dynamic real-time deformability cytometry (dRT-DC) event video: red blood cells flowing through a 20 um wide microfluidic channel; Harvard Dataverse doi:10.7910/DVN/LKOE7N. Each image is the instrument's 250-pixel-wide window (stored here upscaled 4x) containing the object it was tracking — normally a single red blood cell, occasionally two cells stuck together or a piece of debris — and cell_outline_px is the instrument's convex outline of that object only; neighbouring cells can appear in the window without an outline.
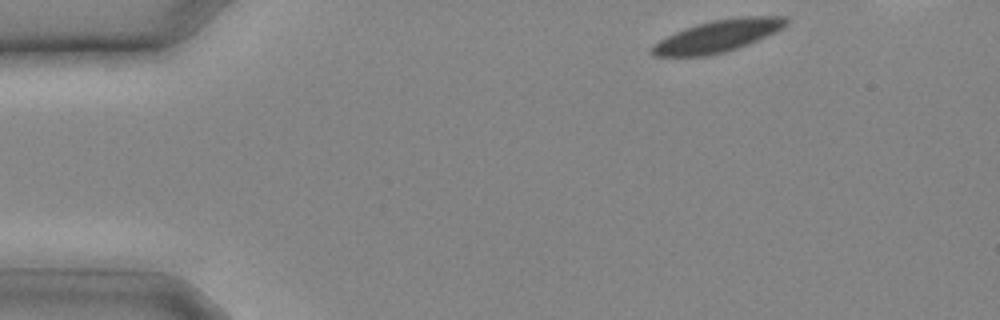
{"species": "common noctule bat (a hibernating species)", "species_latin": "Nyctalus noctula", "temperature_condition": "cold", "stored_images_in_passage": 7, "camera_frame_rate_fps": 3000, "um_per_image_px": 0.085, "animal": {"sex": "male", "body_mass_g": 20.4}, "frame": {"image": 1, "passage_image": 1, "time_ms": 0.0, "image_size_px": [1000, 320], "cell_outline_px": [[788, 24], [748, 44], [724, 52], [708, 56], [656, 56], [648, 52], [652, 44], [676, 32], [712, 20], [748, 16], [788, 16]], "centroid_in_image_um": [60.98, 3.07], "position_along_channel_um": 24.0, "area_um2": 24.51}}